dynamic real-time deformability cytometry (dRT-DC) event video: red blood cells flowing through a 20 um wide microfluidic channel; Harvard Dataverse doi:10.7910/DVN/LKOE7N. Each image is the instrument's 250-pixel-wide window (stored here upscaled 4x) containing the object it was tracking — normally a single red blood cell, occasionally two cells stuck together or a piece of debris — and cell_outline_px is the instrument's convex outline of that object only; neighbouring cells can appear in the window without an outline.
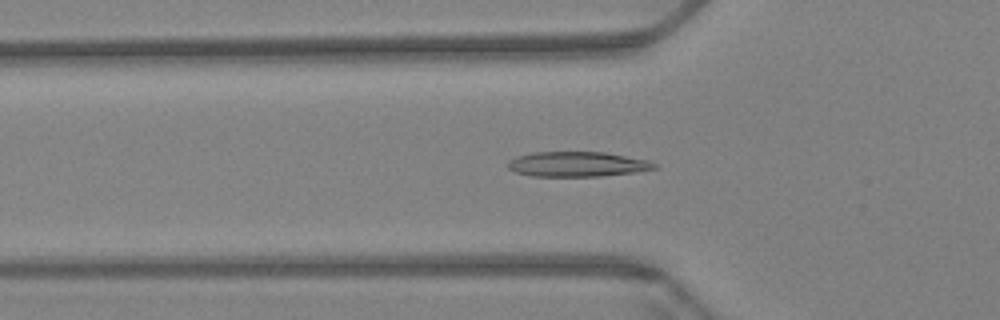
{"species": "Egyptian fruit bat (a non-hibernating species)", "species_latin": "Rousettus aegyptiacus", "temperature_condition": "warm", "stored_images_in_passage": 60, "camera_frame_rate_fps": 3000, "um_per_image_px": 0.085, "animal": {"sex": "female"}, "frame": {"image": 1, "passage_image": 21, "time_ms": 6.667, "image_size_px": [1000, 320], "cell_outline_px": [[660, 168], [632, 172], [600, 176], [532, 176], [516, 172], [508, 168], [508, 160], [516, 156], [532, 152], [604, 152], [648, 160], [656, 164]], "centroid_in_image_um": [49.05, 13.95], "position_along_channel_um": 76.7, "area_um2": 21.27}}
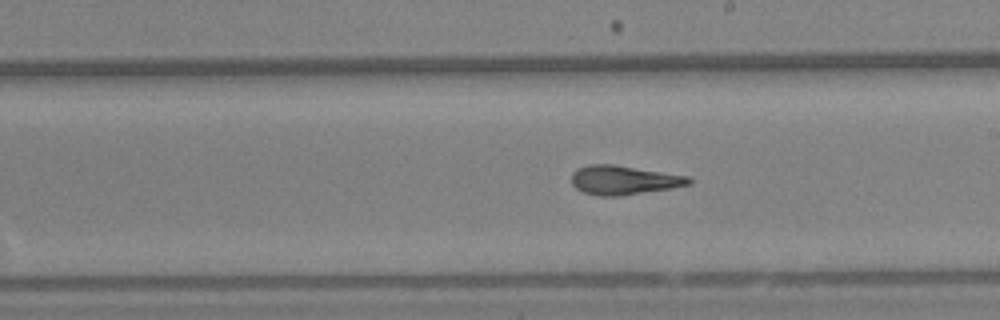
{"frame": {"image": 2, "passage_image": 35, "time_ms": 11.333, "image_size_px": [1000, 320], "cell_outline_px": [[692, 184], [620, 196], [600, 196], [584, 192], [576, 188], [572, 184], [572, 172], [576, 168], [588, 164], [612, 164], [688, 176], [692, 180]], "centroid_in_image_um": [52.97, 15.3], "position_along_channel_um": 236.0, "area_um2": 19.71}}
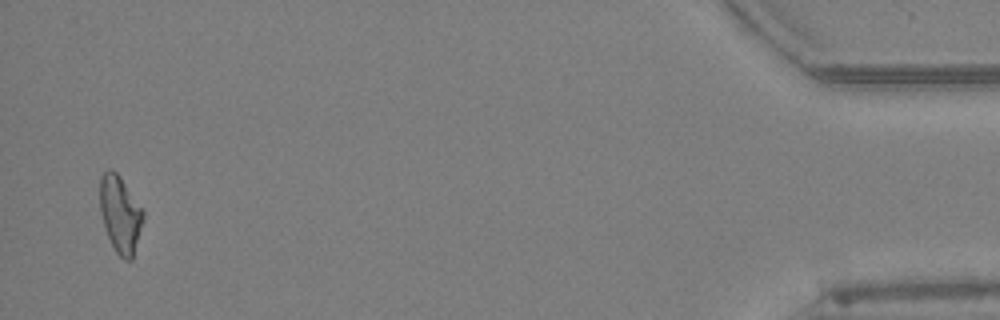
{"frame": {"image": 3, "passage_image": 59, "time_ms": 19.333, "image_size_px": [1000, 320], "cell_outline_px": [[144, 220], [132, 260], [124, 260], [116, 252], [108, 236], [100, 212], [100, 176], [108, 168], [112, 168], [120, 176], [144, 212]], "centroid_in_image_um": [10.22, 18.2], "position_along_channel_um": 425.0, "area_um2": 19.31}, "authors_computed_cell_mechanics": {"area_um2": 19.9121, "velocity_mm_per_s": 3.4256, "shape_relaxation_time_tau1_ms": null, "shape_relaxation_time_tau2_ms": 2.3513, "deformation_change_tau1": null, "deformation_change_tau2": 0.1131}}